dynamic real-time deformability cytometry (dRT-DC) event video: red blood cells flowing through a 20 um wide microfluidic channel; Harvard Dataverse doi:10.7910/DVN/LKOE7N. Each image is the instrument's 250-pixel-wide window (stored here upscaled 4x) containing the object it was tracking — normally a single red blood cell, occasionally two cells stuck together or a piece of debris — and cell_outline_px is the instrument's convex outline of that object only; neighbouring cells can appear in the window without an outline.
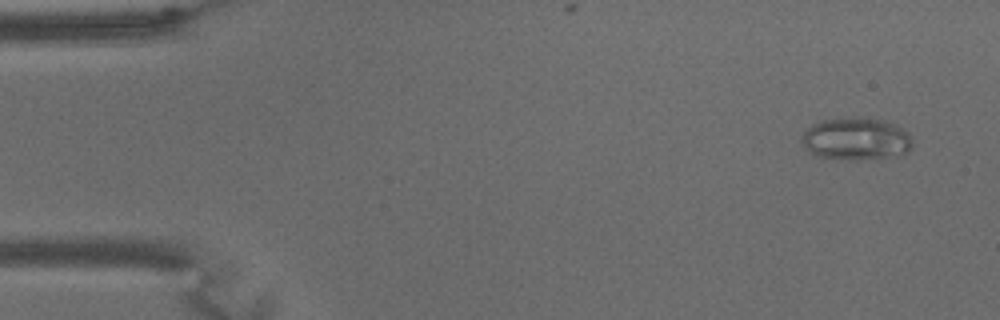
{"species": "common noctule bat (a hibernating species)", "species_latin": "Nyctalus noctula", "temperature_condition": "warm", "stored_images_in_passage": 66, "camera_frame_rate_fps": 3000, "um_per_image_px": 0.085, "animal": {"sex": "male", "body_mass_g": 15.6}, "frame": {"image": 1, "passage_image": 4, "time_ms": 1.0, "image_size_px": [1000, 320], "cell_outline_px": [[912, 148], [908, 152], [884, 156], [856, 160], [816, 156], [808, 152], [800, 140], [804, 132], [812, 124], [820, 120], [856, 116], [864, 116], [884, 120], [896, 124], [908, 132], [912, 140]], "centroid_in_image_um": [72.74, 11.76], "position_along_channel_um": 12.3, "area_um2": 27.57}}
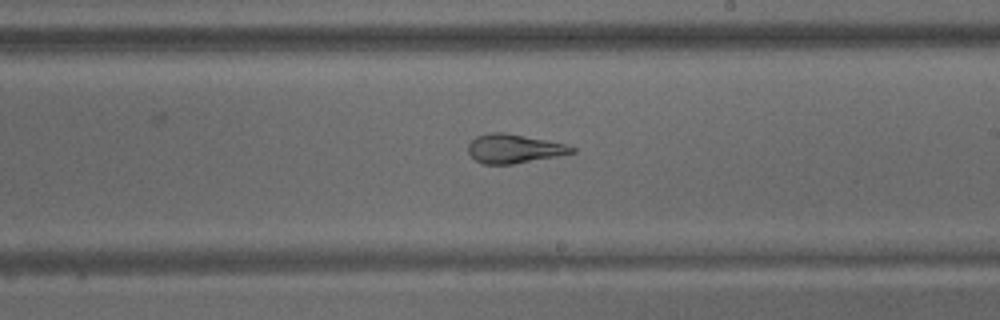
{"frame": {"image": 2, "passage_image": 38, "time_ms": 12.333, "image_size_px": [1000, 320], "cell_outline_px": [[576, 152], [556, 156], [512, 164], [484, 164], [476, 160], [468, 152], [468, 144], [476, 136], [488, 132], [504, 132], [548, 140], [564, 144], [576, 148]], "centroid_in_image_um": [43.67, 12.62], "position_along_channel_um": 245.3, "area_um2": 17.4}}
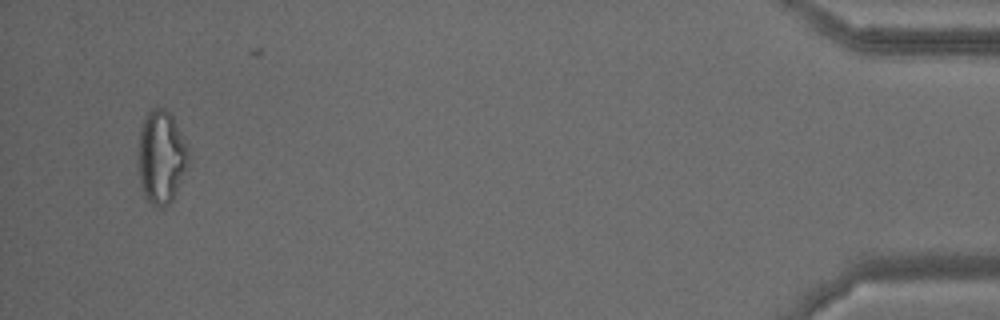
{"frame": {"image": 3, "passage_image": 63, "time_ms": 20.667, "image_size_px": [1000, 320], "cell_outline_px": [[192, 156], [188, 168], [172, 200], [168, 204], [160, 208], [156, 208], [144, 196], [140, 184], [136, 164], [136, 160], [140, 128], [144, 116], [152, 108], [164, 108], [172, 116]], "centroid_in_image_um": [13.69, 13.37], "position_along_channel_um": 421.5, "area_um2": 28.09}}